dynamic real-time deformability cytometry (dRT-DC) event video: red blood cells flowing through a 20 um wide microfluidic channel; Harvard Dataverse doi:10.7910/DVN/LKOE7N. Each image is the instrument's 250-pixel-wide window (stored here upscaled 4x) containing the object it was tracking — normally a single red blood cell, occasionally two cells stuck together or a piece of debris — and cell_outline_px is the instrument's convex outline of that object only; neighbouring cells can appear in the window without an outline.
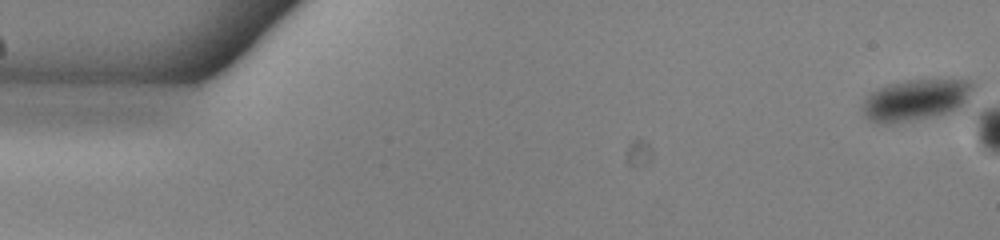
{"species": "common noctule bat (a hibernating species)", "species_latin": "Nyctalus noctula", "temperature_condition": "warm", "stored_images_in_passage": 54, "camera_frame_rate_fps": 3000, "um_per_image_px": 0.085, "animal": {"sex": "male", "body_mass_g": 13.0, "forearm_length_mm": 53.1}, "frame": {"image": 1, "passage_image": 1, "time_ms": 0.0, "image_size_px": [1000, 240], "cell_outline_px": [[980, 84], [968, 108], [964, 112], [956, 116], [892, 124], [876, 124], [868, 120], [864, 116], [860, 108], [868, 96], [876, 88], [888, 84], [904, 80], [972, 80]], "centroid_in_image_um": [78.08, 8.56], "position_along_channel_um": 6.9, "area_um2": 29.42}}
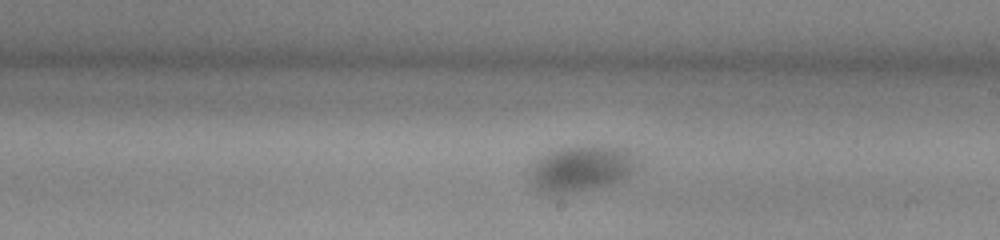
{"frame": {"image": 2, "passage_image": 31, "time_ms": 10.0, "image_size_px": [1000, 240], "cell_outline_px": [[632, 164], [628, 172], [616, 180], [604, 184], [584, 188], [548, 188], [536, 184], [536, 160], [548, 152], [560, 148], [588, 144], [616, 144], [624, 148], [628, 152]], "centroid_in_image_um": [49.5, 14.12], "position_along_channel_um": 239.5, "area_um2": 25.26}}
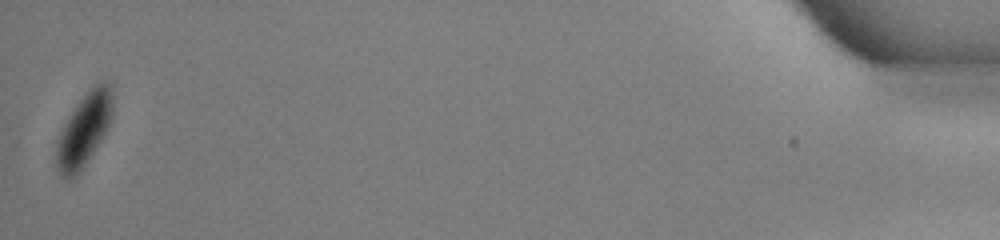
{"frame": {"image": 3, "passage_image": 54, "time_ms": 17.667, "image_size_px": [1000, 240], "cell_outline_px": [[112, 120], [104, 136], [80, 172], [76, 176], [64, 176], [56, 168], [56, 140], [68, 116], [80, 100], [100, 80], [108, 80], [112, 84]], "centroid_in_image_um": [7.18, 10.99], "position_along_channel_um": 428.0, "area_um2": 23.87}}